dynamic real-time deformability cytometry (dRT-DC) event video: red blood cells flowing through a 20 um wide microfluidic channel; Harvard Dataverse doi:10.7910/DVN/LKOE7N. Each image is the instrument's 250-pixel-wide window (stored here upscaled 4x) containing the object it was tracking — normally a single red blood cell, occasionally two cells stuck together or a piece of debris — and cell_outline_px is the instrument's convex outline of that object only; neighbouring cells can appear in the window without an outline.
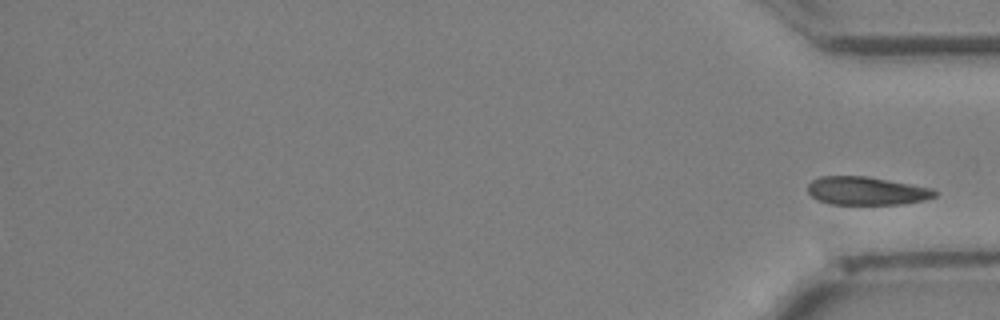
{"species": "Egyptian fruit bat (a non-hibernating species)", "species_latin": "Rousettus aegyptiacus", "temperature_condition": "cold", "stored_images_in_passage": 37, "segment_of_instrument_passage": [2, 2], "camera_frame_rate_fps": 3000, "um_per_image_px": 0.085, "animal": {"sex": "female"}, "frame": {"image": 1, "passage_image": 37, "time_ms": 12.0, "image_size_px": [1000, 320], "cell_outline_px": [[940, 192], [936, 196], [924, 200], [900, 204], [828, 204], [816, 200], [808, 192], [808, 184], [812, 180], [820, 176], [864, 176], [888, 180], [932, 188]], "centroid_in_image_um": [73.64, 16.23], "position_along_channel_um": 361.6, "area_um2": 20.92}}